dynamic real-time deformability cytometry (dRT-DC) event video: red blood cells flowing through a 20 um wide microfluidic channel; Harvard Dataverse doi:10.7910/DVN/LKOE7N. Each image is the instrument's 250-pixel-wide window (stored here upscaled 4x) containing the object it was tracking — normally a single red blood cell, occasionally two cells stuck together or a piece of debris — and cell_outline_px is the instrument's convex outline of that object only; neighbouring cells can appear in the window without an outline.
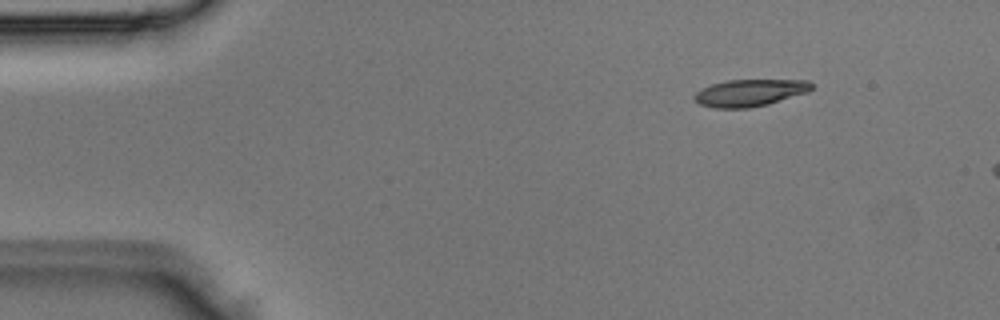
{"species": "Egyptian fruit bat (a non-hibernating species)", "species_latin": "Rousettus aegyptiacus", "temperature_condition": "room temperature", "stored_images_in_passage": 3, "camera_frame_rate_fps": 3000, "um_per_image_px": 0.085, "animal": {"sex": "male"}, "frame": {"image": 1, "passage_image": 1, "time_ms": 0.0, "image_size_px": [1000, 320], "cell_outline_px": [[812, 88], [808, 92], [768, 104], [748, 108], [712, 108], [700, 104], [692, 100], [692, 96], [700, 88], [712, 84], [728, 80], [808, 80], [812, 84]], "centroid_in_image_um": [63.68, 7.89], "position_along_channel_um": 21.3, "area_um2": 18.55}}